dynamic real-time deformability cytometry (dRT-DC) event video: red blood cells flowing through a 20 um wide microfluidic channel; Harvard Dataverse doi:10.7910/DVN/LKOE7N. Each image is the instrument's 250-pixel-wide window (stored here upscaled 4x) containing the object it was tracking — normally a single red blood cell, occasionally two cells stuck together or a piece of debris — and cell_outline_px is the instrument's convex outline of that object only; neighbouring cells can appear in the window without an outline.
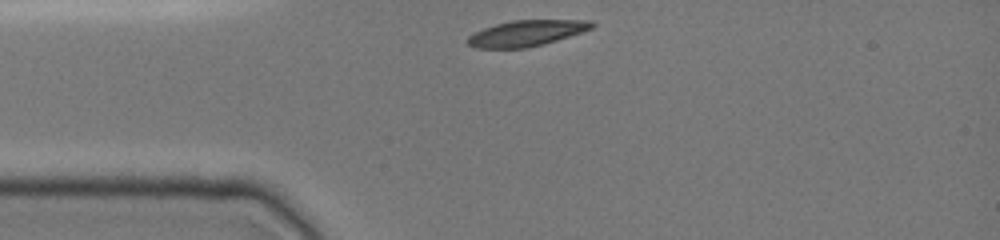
{"species": "common noctule bat (a hibernating species)", "species_latin": "Nyctalus noctula", "temperature_condition": "cold", "stored_images_in_passage": 30, "camera_frame_rate_fps": 3000, "um_per_image_px": 0.085, "animal": {"sex": "female", "body_mass_g": 19.0, "forearm_length_mm": 51.5}, "frame": {"image": 1, "passage_image": 1, "time_ms": 0.0, "image_size_px": [1000, 240], "cell_outline_px": [[596, 24], [592, 28], [544, 44], [524, 48], [476, 48], [468, 44], [464, 40], [468, 36], [484, 28], [496, 24], [512, 20], [592, 20]], "centroid_in_image_um": [44.72, 2.82], "position_along_channel_um": 40.3, "area_um2": 18.61}}
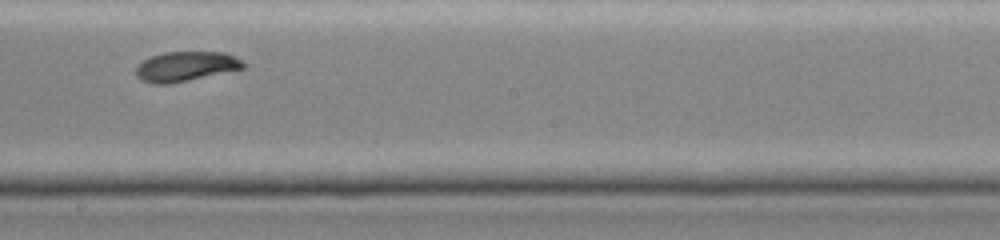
{"frame": {"image": 2, "passage_image": 17, "time_ms": 5.333, "image_size_px": [1000, 240], "cell_outline_px": [[248, 64], [244, 68], [188, 80], [168, 84], [152, 84], [140, 80], [136, 76], [136, 64], [152, 56], [164, 52], [224, 52]], "centroid_in_image_um": [15.75, 5.65], "position_along_channel_um": 232.5, "area_um2": 18.55}}
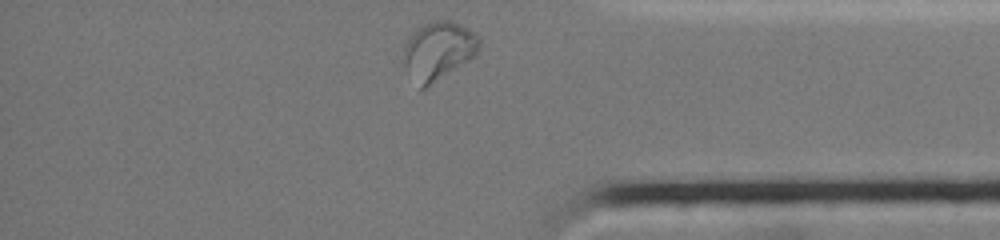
{"frame": {"image": 3, "passage_image": 30, "time_ms": 9.667, "image_size_px": [1000, 240], "cell_outline_px": [[480, 44], [476, 52], [468, 60], [428, 88], [420, 88], [404, 64], [404, 48], [408, 36], [416, 28], [432, 20], [448, 20], [460, 24], [468, 28], [480, 40]], "centroid_in_image_um": [37.24, 4.29], "position_along_channel_um": 398.0, "area_um2": 25.37}, "authors_computed_cell_mechanics": {"area_um2": 18.7561, "velocity_mm_per_s": 3.9348, "shape_relaxation_time_tau1_ms": 4.1076, "shape_relaxation_time_tau2_ms": 1.9418, "deformation_change_tau1": 0.1543, "deformation_change_tau2": 0.0574}}